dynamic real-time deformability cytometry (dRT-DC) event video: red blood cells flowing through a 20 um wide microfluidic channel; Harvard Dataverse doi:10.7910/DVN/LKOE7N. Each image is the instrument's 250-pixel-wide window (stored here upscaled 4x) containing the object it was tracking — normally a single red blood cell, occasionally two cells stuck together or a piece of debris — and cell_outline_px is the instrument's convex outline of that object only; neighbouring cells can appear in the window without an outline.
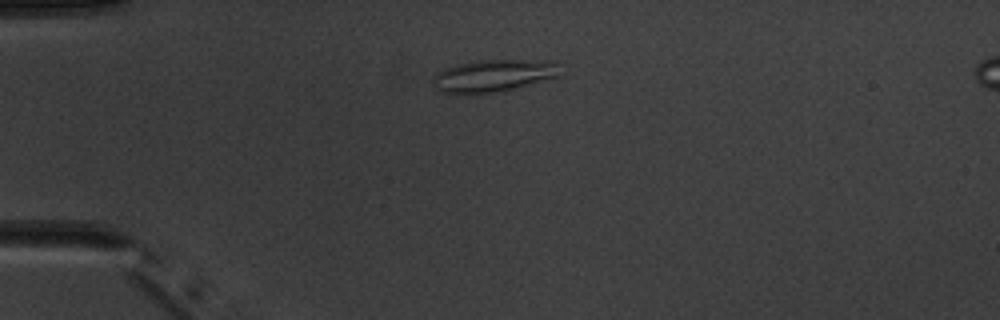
{"species": "common noctule bat (a hibernating species)", "species_latin": "Nyctalus noctula", "temperature_condition": "warm", "stored_images_in_passage": 3, "camera_frame_rate_fps": 3000, "um_per_image_px": 0.085, "animal": {"sex": "male", "body_mass_g": 20.1, "forearm_length_mm": 53.5}, "frame": {"image": 1, "passage_image": 2, "time_ms": 1.333, "image_size_px": [1000, 320], "cell_outline_px": [[560, 76], [504, 92], [476, 96], [436, 92], [432, 84], [432, 76], [436, 72], [444, 68], [456, 64], [476, 60], [532, 60], [556, 64]], "centroid_in_image_um": [41.79, 6.49], "position_along_channel_um": 43.2, "area_um2": 24.8}}